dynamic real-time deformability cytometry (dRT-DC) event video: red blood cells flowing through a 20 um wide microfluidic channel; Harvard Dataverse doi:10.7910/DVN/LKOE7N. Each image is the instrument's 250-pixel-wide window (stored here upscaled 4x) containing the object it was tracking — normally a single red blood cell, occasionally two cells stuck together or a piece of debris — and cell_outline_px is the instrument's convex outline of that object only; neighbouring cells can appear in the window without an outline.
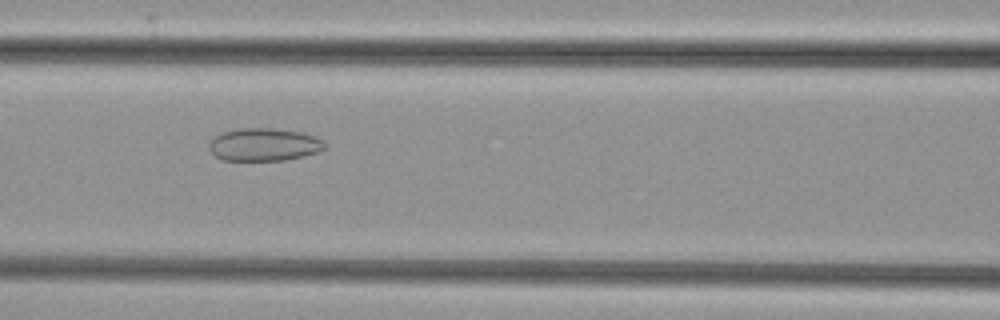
{"species": "common noctule bat (a hibernating species)", "species_latin": "Nyctalus noctula", "temperature_condition": "cold", "stored_images_in_passage": 53, "camera_frame_rate_fps": 3000, "um_per_image_px": 0.085, "animal": {"sex": "female", "body_mass_g": 29.2, "forearm_length_mm": 56.3}, "frame": {"image": 1, "passage_image": 24, "time_ms": 7.667, "image_size_px": [1000, 320], "cell_outline_px": [[324, 148], [320, 152], [304, 156], [284, 160], [220, 160], [208, 148], [208, 144], [216, 136], [224, 132], [240, 128], [272, 128], [304, 132], [316, 136], [324, 144]], "centroid_in_image_um": [22.45, 12.29], "position_along_channel_um": 144.1, "area_um2": 22.08}}
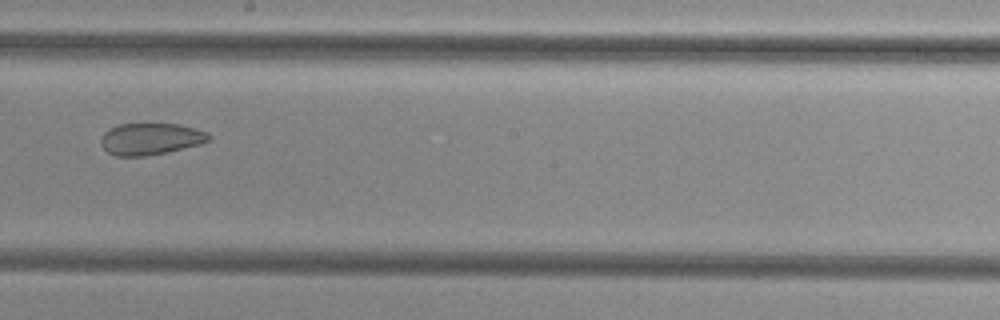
{"frame": {"image": 2, "passage_image": 31, "time_ms": 10.0, "image_size_px": [1000, 320], "cell_outline_px": [[212, 136], [208, 140], [200, 144], [168, 152], [144, 156], [116, 156], [108, 152], [100, 144], [100, 140], [104, 132], [108, 128], [120, 124], [180, 124], [208, 132]], "centroid_in_image_um": [12.79, 11.8], "position_along_channel_um": 235.4, "area_um2": 20.0}}
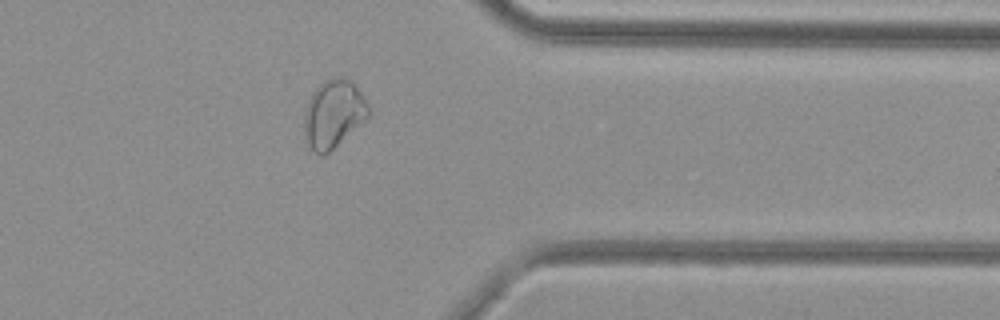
{"frame": {"image": 3, "passage_image": 43, "time_ms": 14.0, "image_size_px": [1000, 320], "cell_outline_px": [[372, 112], [364, 120], [324, 156], [320, 156], [308, 144], [304, 136], [304, 112], [308, 100], [316, 88], [324, 80], [332, 76], [340, 76], [356, 84], [364, 96]], "centroid_in_image_um": [28.35, 9.64], "position_along_channel_um": 383.1, "area_um2": 25.43}}